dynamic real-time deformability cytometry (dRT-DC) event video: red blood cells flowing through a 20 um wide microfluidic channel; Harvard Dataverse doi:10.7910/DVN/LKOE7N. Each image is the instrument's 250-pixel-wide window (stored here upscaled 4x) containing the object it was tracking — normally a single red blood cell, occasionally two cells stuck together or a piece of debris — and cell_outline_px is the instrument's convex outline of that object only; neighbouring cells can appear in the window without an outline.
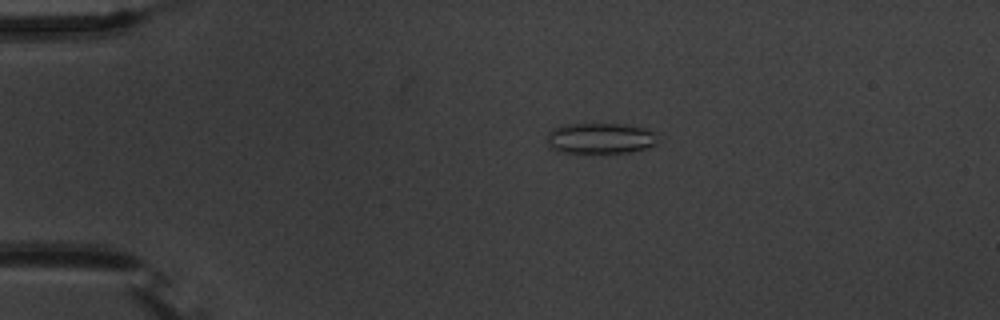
{"species": "common noctule bat (a hibernating species)", "species_latin": "Nyctalus noctula", "temperature_condition": "warm", "stored_images_in_passage": 55, "camera_frame_rate_fps": 3000, "um_per_image_px": 0.085, "animal": {"sex": "male", "body_mass_g": 20.1, "forearm_length_mm": 53.5}, "frame": {"image": 1, "passage_image": 12, "time_ms": 3.667, "image_size_px": [1000, 320], "cell_outline_px": [[656, 144], [648, 148], [628, 152], [556, 152], [548, 148], [548, 132], [552, 128], [564, 124], [624, 124], [644, 128], [652, 132]], "centroid_in_image_um": [50.94, 11.75], "position_along_channel_um": 34.1, "area_um2": 19.71}}
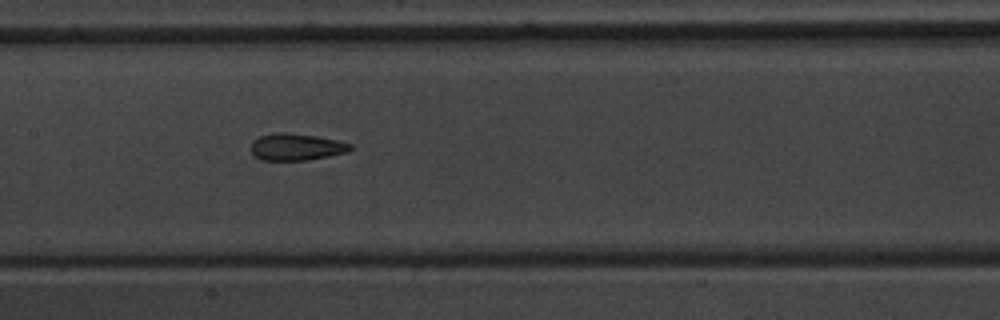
{"frame": {"image": 2, "passage_image": 28, "time_ms": 9.0, "image_size_px": [1000, 320], "cell_outline_px": [[352, 148], [348, 152], [308, 160], [260, 160], [252, 152], [252, 140], [260, 136], [272, 132], [288, 132], [316, 136], [336, 140], [352, 144]], "centroid_in_image_um": [25.18, 12.48], "position_along_channel_um": 182.2, "area_um2": 15.61}}
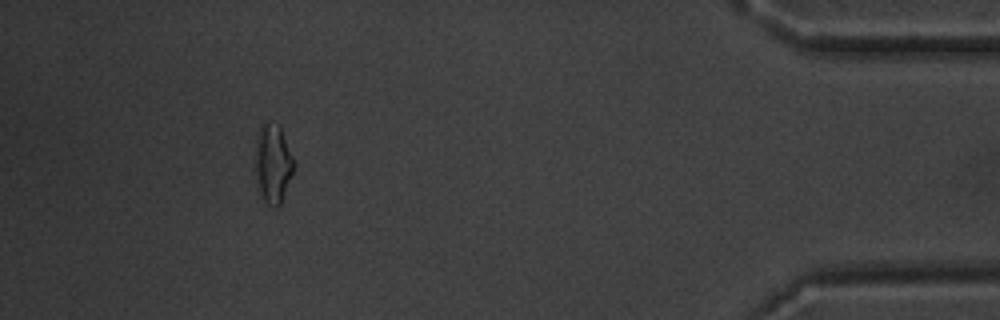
{"frame": {"image": 3, "passage_image": 51, "time_ms": 16.667, "image_size_px": [1000, 320], "cell_outline_px": [[296, 164], [280, 204], [276, 208], [268, 204], [264, 200], [260, 192], [256, 168], [256, 136], [260, 124], [264, 120], [280, 128]], "centroid_in_image_um": [23.2, 13.88], "position_along_channel_um": 412.0, "area_um2": 17.34}, "authors_computed_cell_mechanics": {"area_um2": 16.473, "velocity_mm_per_s": 3.7031, "shape_relaxation_time_tau1_ms": null, "shape_relaxation_time_tau2_ms": 1.9268, "deformation_change_tau1": null, "deformation_change_tau2": 0.1047}}